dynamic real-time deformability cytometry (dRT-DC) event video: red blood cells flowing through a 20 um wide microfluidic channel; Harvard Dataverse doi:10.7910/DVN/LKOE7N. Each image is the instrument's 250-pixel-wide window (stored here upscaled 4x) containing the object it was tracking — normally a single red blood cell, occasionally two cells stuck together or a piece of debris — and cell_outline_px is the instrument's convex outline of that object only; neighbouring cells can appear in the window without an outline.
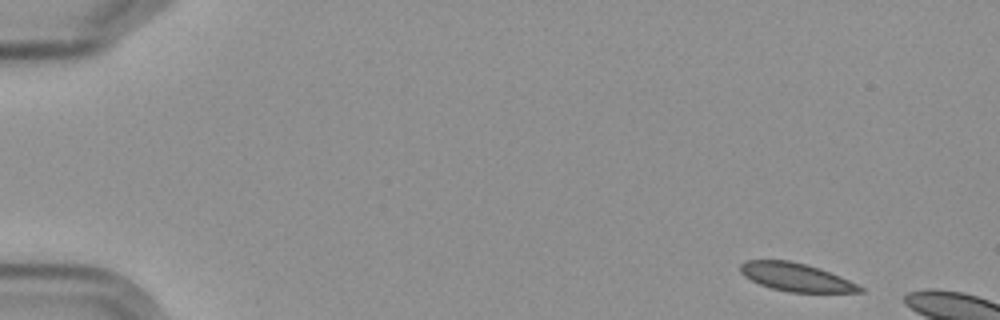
{"species": "Egyptian fruit bat (a non-hibernating species)", "species_latin": "Rousettus aegyptiacus", "temperature_condition": "cold", "stored_images_in_passage": 4, "camera_frame_rate_fps": 3000, "um_per_image_px": 0.085, "frame": {"image": 1, "passage_image": 2, "time_ms": 1.0, "image_size_px": [1000, 320], "cell_outline_px": [[864, 292], [788, 292], [772, 288], [760, 284], [744, 276], [740, 272], [740, 264], [748, 260], [788, 260], [820, 268], [840, 276], [864, 288]], "centroid_in_image_um": [67.65, 23.56], "position_along_channel_um": 17.3, "area_um2": 19.42}}